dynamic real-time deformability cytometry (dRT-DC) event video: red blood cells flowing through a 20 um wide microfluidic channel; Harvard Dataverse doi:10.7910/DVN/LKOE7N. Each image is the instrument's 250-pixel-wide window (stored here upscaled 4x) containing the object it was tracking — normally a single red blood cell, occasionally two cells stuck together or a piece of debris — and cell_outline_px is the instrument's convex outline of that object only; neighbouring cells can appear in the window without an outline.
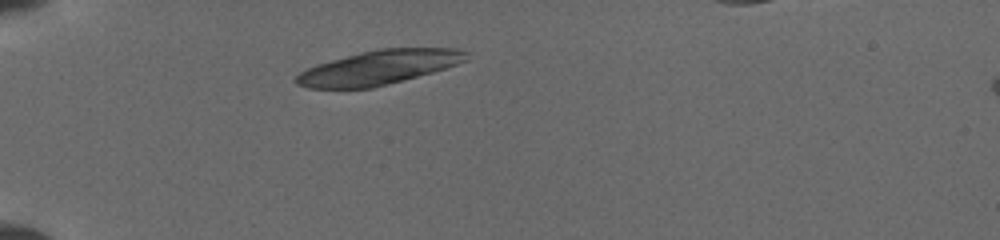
{"species": "common noctule bat (a hibernating species)", "species_latin": "Nyctalus noctula", "temperature_condition": "cold", "stored_images_in_passage": 5, "camera_frame_rate_fps": 3000, "um_per_image_px": 0.085, "animal": {"sex": "female", "body_mass_g": 19.5, "forearm_length_mm": 54.1}, "frame": {"image": 1, "passage_image": 1, "time_ms": 0.0, "image_size_px": [1000, 240], "cell_outline_px": [[468, 60], [432, 72], [372, 88], [308, 88], [296, 84], [292, 80], [300, 72], [308, 68], [332, 60], [380, 48], [456, 48], [468, 52]], "centroid_in_image_um": [32.2, 5.74], "position_along_channel_um": 52.8, "area_um2": 33.41}}